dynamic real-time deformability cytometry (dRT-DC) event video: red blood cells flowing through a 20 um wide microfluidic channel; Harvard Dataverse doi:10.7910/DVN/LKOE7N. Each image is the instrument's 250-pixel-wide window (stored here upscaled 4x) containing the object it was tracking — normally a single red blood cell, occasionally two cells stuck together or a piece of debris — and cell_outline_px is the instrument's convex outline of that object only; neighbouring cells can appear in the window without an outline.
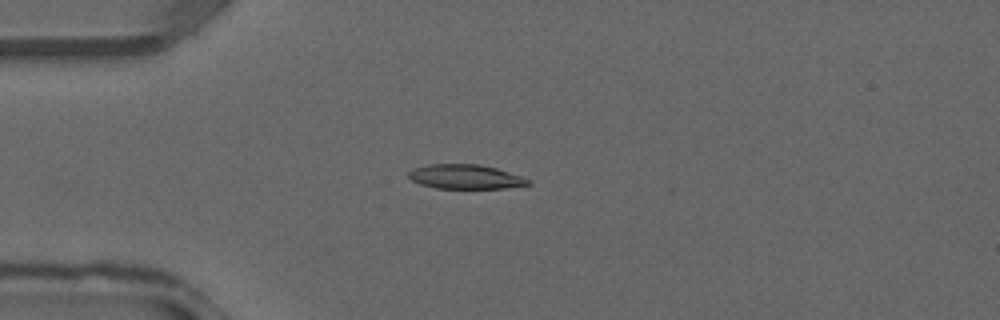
{"species": "common noctule bat (a hibernating species)", "species_latin": "Nyctalus noctula", "temperature_condition": "warm", "stored_images_in_passage": 37, "camera_frame_rate_fps": 3000, "um_per_image_px": 0.085, "animal": {"sex": "male", "forearm_length_mm": 52.5}, "frame": {"image": 1, "passage_image": 10, "time_ms": 3.0, "image_size_px": [1000, 320], "cell_outline_px": [[532, 184], [504, 188], [436, 188], [420, 184], [412, 180], [408, 176], [408, 172], [412, 168], [428, 164], [480, 164], [496, 168], [532, 180]], "centroid_in_image_um": [39.55, 15.02], "position_along_channel_um": 45.5, "area_um2": 16.99}}
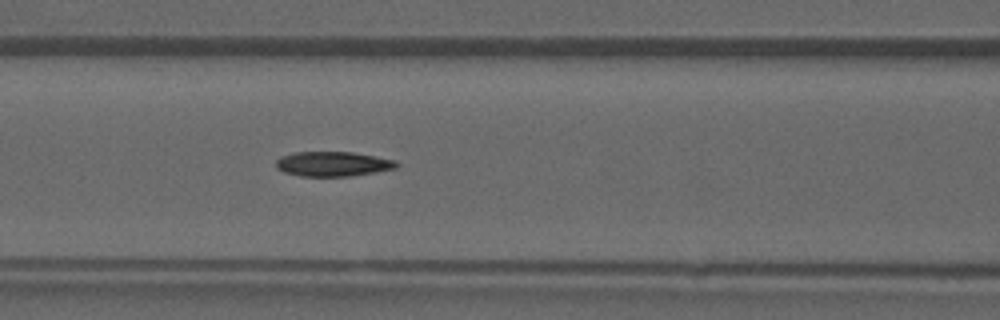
{"frame": {"image": 2, "passage_image": 16, "time_ms": 5.0, "image_size_px": [1000, 320], "cell_outline_px": [[400, 164], [396, 168], [376, 172], [352, 176], [300, 176], [284, 172], [276, 168], [276, 160], [280, 156], [296, 152], [352, 152], [376, 156], [396, 160]], "centroid_in_image_um": [28.31, 13.93], "position_along_channel_um": 138.3, "area_um2": 17.51}}
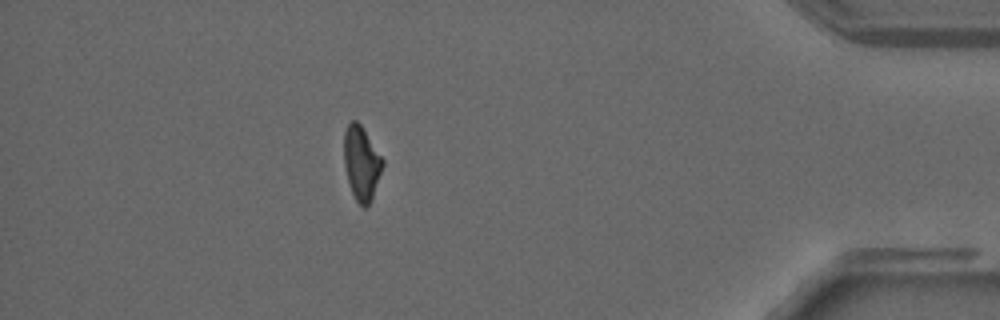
{"frame": {"image": 3, "passage_image": 33, "time_ms": 10.667, "image_size_px": [1000, 320], "cell_outline_px": [[384, 164], [372, 200], [364, 208], [356, 200], [352, 192], [348, 180], [344, 164], [344, 132], [348, 124], [352, 120], [356, 120], [360, 124], [384, 160]], "centroid_in_image_um": [30.73, 13.87], "position_along_channel_um": 404.5, "area_um2": 16.53}}